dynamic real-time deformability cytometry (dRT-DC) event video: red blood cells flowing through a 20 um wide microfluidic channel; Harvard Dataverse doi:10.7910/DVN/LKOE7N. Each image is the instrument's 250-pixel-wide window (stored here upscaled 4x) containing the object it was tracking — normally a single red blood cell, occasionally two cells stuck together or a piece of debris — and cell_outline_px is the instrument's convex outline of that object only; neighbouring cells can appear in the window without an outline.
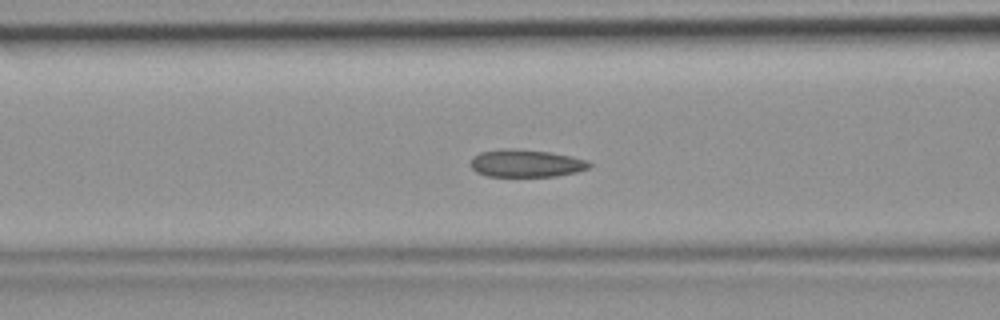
{"species": "common noctule bat (a hibernating species)", "species_latin": "Nyctalus noctula", "temperature_condition": "room temperature", "stored_images_in_passage": 42, "camera_frame_rate_fps": 3000, "um_per_image_px": 0.085, "animal": {"sex": "female", "body_mass_g": 19.9}, "frame": {"image": 1, "passage_image": 14, "time_ms": 4.333, "image_size_px": [1000, 320], "cell_outline_px": [[592, 164], [588, 168], [576, 172], [556, 176], [488, 176], [476, 172], [472, 168], [472, 156], [480, 152], [500, 148], [504, 148], [548, 152], [572, 156], [588, 160]], "centroid_in_image_um": [44.71, 13.88], "position_along_channel_um": 121.9, "area_um2": 18.96}}
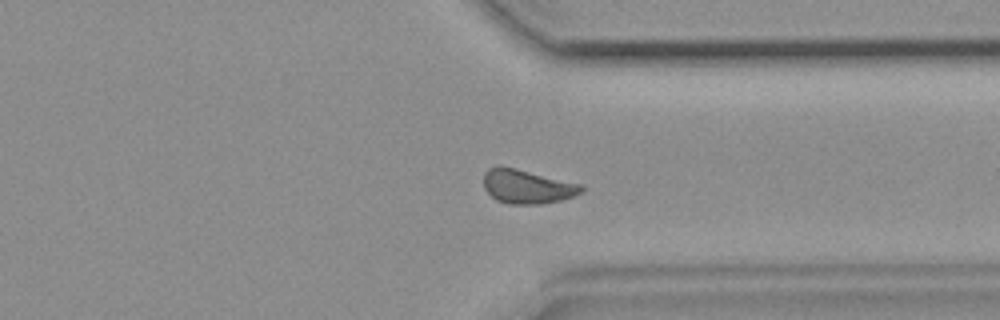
{"frame": {"image": 2, "passage_image": 31, "time_ms": 10.0, "image_size_px": [1000, 320], "cell_outline_px": [[584, 188], [580, 192], [572, 196], [560, 200], [540, 204], [508, 204], [496, 200], [484, 188], [484, 172], [488, 168], [512, 168], [584, 184]], "centroid_in_image_um": [44.82, 15.88], "position_along_channel_um": 366.6, "area_um2": 18.96}}
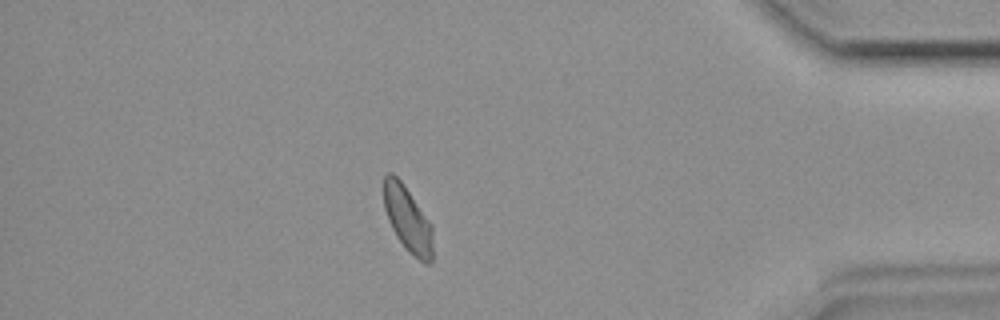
{"frame": {"image": 3, "passage_image": 36, "time_ms": 11.667, "image_size_px": [1000, 320], "cell_outline_px": [[432, 264], [428, 264], [420, 260], [404, 248], [396, 236], [388, 220], [384, 208], [384, 176], [388, 172], [392, 172], [400, 180], [432, 224]], "centroid_in_image_um": [34.65, 18.64], "position_along_channel_um": 400.6, "area_um2": 18.61}}